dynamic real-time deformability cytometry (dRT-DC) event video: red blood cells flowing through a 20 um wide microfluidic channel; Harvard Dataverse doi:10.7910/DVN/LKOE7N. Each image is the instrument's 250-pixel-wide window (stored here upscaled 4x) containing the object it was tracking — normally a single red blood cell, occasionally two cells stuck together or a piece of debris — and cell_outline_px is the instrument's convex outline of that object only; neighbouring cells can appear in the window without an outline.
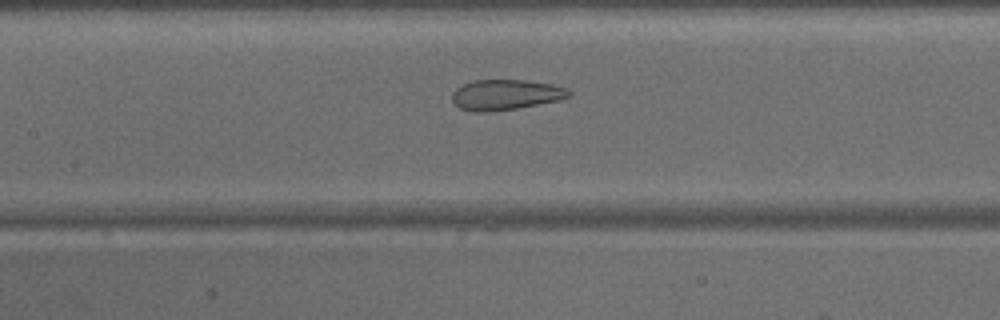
{"species": "common noctule bat (a hibernating species)", "species_latin": "Nyctalus noctula", "temperature_condition": "warm", "stored_images_in_passage": 43, "camera_frame_rate_fps": 3000, "um_per_image_px": 0.085, "animal": {"sex": "male", "body_mass_g": 15.6}, "frame": {"image": 1, "passage_image": 17, "time_ms": 5.333, "image_size_px": [1000, 320], "cell_outline_px": [[572, 96], [560, 100], [516, 108], [492, 112], [472, 112], [460, 108], [452, 100], [452, 92], [456, 88], [464, 84], [476, 80], [524, 80], [552, 84], [564, 88], [572, 92]], "centroid_in_image_um": [42.98, 8.06], "position_along_channel_um": 164.4, "area_um2": 20.69}}
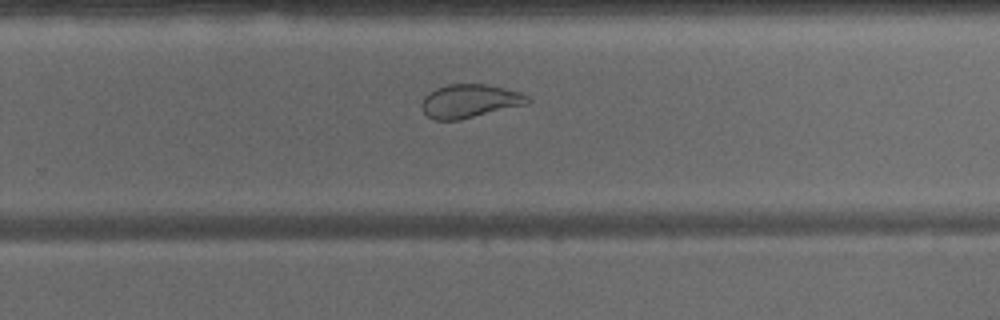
{"frame": {"image": 2, "passage_image": 26, "time_ms": 8.333, "image_size_px": [1000, 320], "cell_outline_px": [[532, 100], [528, 104], [460, 120], [432, 120], [424, 112], [420, 104], [424, 96], [428, 92], [436, 88], [448, 84], [488, 84], [520, 92], [528, 96]], "centroid_in_image_um": [39.92, 8.59], "position_along_channel_um": 289.9, "area_um2": 20.92}}
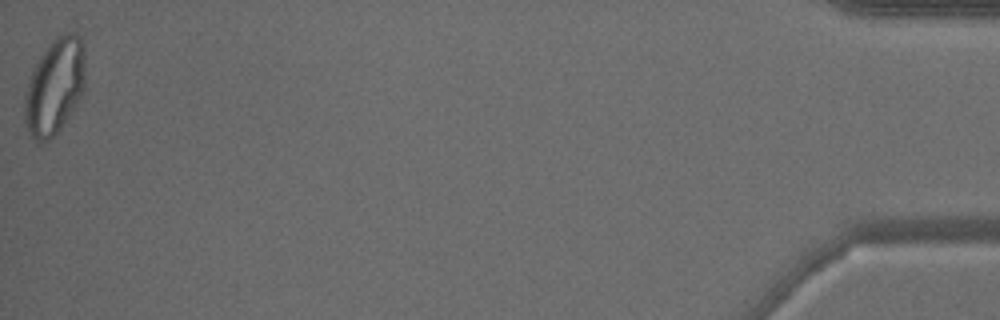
{"frame": {"image": 3, "passage_image": 43, "time_ms": 14.0, "image_size_px": [1000, 320], "cell_outline_px": [[84, 92], [60, 128], [44, 144], [40, 144], [28, 132], [24, 124], [24, 92], [32, 72], [40, 56], [52, 40], [64, 32], [72, 32], [80, 36], [84, 60]], "centroid_in_image_um": [4.62, 7.37], "position_along_channel_um": 430.6, "area_um2": 33.7}}